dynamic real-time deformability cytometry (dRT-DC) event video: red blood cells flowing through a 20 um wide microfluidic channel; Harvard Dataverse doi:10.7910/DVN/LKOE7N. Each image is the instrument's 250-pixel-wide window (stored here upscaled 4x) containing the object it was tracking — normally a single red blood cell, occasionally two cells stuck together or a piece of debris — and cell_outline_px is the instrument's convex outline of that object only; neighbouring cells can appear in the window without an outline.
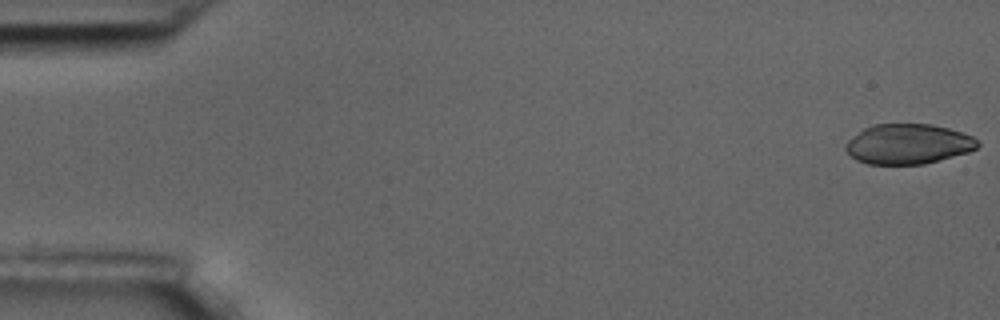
{"species": "common noctule bat (a hibernating species)", "species_latin": "Nyctalus noctula", "temperature_condition": "room temperature", "stored_images_in_passage": 5, "camera_frame_rate_fps": 3000, "um_per_image_px": 0.085, "animal": {"sex": "male", "body_mass_g": 17.5, "forearm_length_mm": 52.3}, "frame": {"image": 1, "passage_image": 1, "time_ms": 0.0, "image_size_px": [1000, 320], "cell_outline_px": [[980, 144], [976, 148], [968, 152], [924, 164], [868, 164], [856, 160], [844, 148], [844, 144], [848, 140], [864, 128], [872, 124], [932, 124], [948, 128], [972, 136]], "centroid_in_image_um": [77.17, 12.24], "position_along_channel_um": 7.8, "area_um2": 30.69}}